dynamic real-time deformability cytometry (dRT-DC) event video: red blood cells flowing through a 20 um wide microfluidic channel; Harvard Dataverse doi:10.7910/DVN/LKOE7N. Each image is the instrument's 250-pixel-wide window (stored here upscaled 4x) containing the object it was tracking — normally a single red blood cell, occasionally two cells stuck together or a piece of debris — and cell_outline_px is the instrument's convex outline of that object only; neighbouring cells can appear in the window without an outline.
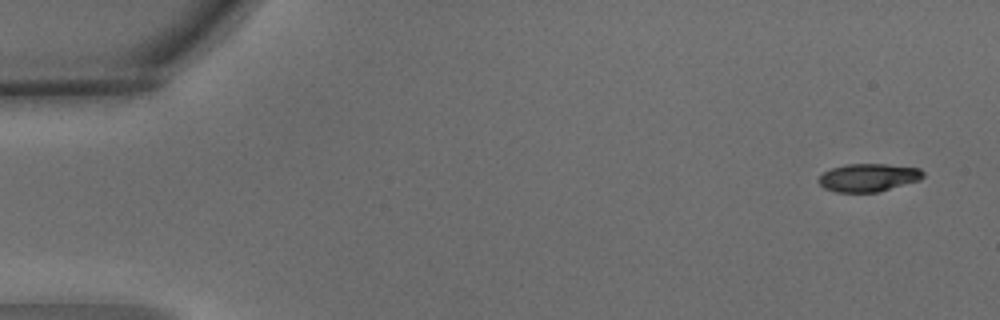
{"species": "common noctule bat (a hibernating species)", "species_latin": "Nyctalus noctula", "temperature_condition": "warm", "stored_images_in_passage": 5, "segment_of_instrument_passage": [2, 2], "camera_frame_rate_fps": 3000, "um_per_image_px": 0.085, "animal": {"sex": "male", "body_mass_g": 15.6}, "frame": {"image": 1, "passage_image": 5, "time_ms": 1.333, "image_size_px": [1000, 320], "cell_outline_px": [[924, 176], [920, 180], [876, 192], [836, 192], [824, 188], [816, 180], [824, 172], [832, 168], [848, 164], [888, 164], [920, 168], [924, 172]], "centroid_in_image_um": [73.81, 15.09], "position_along_channel_um": 11.2, "area_um2": 16.99}}